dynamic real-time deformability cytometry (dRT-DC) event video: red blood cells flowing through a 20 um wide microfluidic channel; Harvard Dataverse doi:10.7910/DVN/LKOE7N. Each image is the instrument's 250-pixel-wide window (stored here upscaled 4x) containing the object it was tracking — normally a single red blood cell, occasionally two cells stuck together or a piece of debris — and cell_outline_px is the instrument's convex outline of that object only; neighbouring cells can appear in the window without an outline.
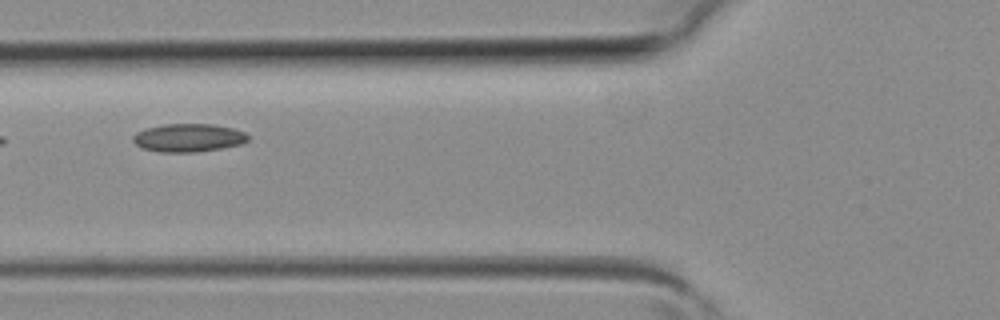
{"species": "common noctule bat (a hibernating species)", "species_latin": "Nyctalus noctula", "temperature_condition": "room temperature", "stored_images_in_passage": 3, "camera_frame_rate_fps": 3000, "um_per_image_px": 0.085, "animal": {"sex": "female", "body_mass_g": 19.3, "forearm_length_mm": 54.1}, "frame": {"image": 1, "passage_image": 2, "time_ms": 0.333, "image_size_px": [1000, 320], "cell_outline_px": [[248, 140], [244, 144], [196, 152], [160, 152], [140, 148], [132, 140], [132, 136], [136, 132], [144, 128], [164, 124], [212, 124], [232, 128], [244, 132], [248, 136]], "centroid_in_image_um": [15.98, 11.71], "position_along_channel_um": 109.8, "area_um2": 19.02}}
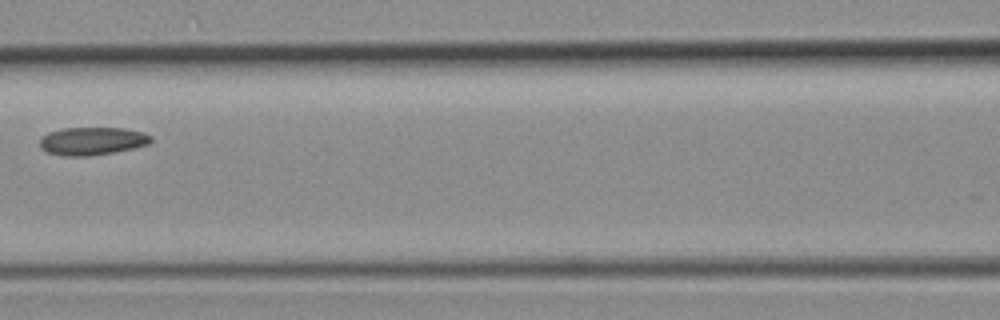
{"frame": {"image": 2, "passage_image": 3, "time_ms": 0.667, "image_size_px": [1000, 320], "cell_outline_px": [[152, 140], [148, 144], [132, 148], [112, 152], [88, 156], [64, 156], [48, 152], [40, 148], [40, 140], [48, 132], [64, 128], [124, 128], [144, 132], [152, 136]], "centroid_in_image_um": [7.84, 11.98], "position_along_channel_um": 158.8, "area_um2": 17.98}}